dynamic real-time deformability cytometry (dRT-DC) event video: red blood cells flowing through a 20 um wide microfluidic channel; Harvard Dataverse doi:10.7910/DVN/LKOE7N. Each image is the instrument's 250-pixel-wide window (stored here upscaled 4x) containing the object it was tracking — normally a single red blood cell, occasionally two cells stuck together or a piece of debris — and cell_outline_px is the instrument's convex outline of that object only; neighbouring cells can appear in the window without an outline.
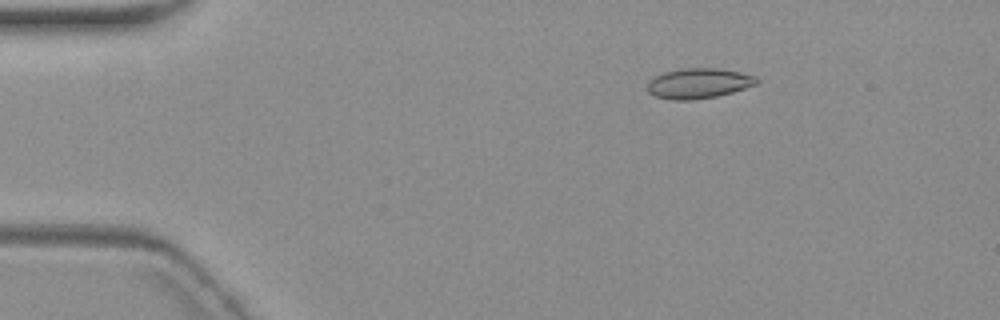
{"species": "common noctule bat (a hibernating species)", "species_latin": "Nyctalus noctula", "temperature_condition": "warm", "stored_images_in_passage": 3, "camera_frame_rate_fps": 3000, "um_per_image_px": 0.085, "animal": {"sex": "female", "body_mass_g": 19.3, "forearm_length_mm": 54.1}, "frame": {"image": 1, "passage_image": 1, "time_ms": 0.0, "image_size_px": [1000, 320], "cell_outline_px": [[760, 80], [756, 84], [732, 92], [716, 96], [692, 100], [672, 100], [656, 96], [648, 92], [648, 84], [656, 76], [664, 72], [684, 68], [716, 68], [756, 76]], "centroid_in_image_um": [59.39, 7.09], "position_along_channel_um": 25.6, "area_um2": 18.9}}